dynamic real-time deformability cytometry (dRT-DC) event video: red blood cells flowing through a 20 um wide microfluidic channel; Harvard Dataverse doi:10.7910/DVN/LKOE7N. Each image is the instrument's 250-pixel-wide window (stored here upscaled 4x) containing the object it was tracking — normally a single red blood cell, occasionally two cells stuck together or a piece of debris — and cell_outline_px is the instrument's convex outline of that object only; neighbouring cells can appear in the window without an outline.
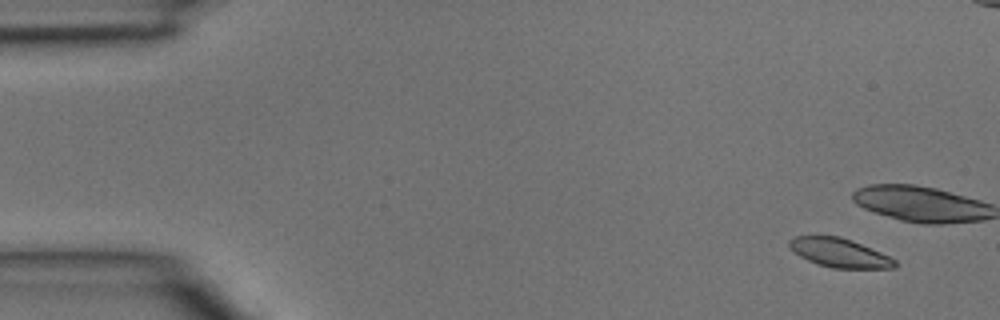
{"species": "common noctule bat (a hibernating species)", "species_latin": "Nyctalus noctula", "temperature_condition": "room temperature", "stored_images_in_passage": 4, "camera_frame_rate_fps": 3000, "um_per_image_px": 0.085, "animal": {"sex": "male", "body_mass_g": 15.6}, "frame": {"image": 1, "passage_image": 1, "time_ms": 0.0, "image_size_px": [1000, 320], "cell_outline_px": [[896, 268], [832, 268], [808, 260], [800, 256], [788, 244], [788, 240], [796, 236], [840, 236], [880, 252], [896, 260]], "centroid_in_image_um": [71.36, 21.49], "position_along_channel_um": 13.6, "area_um2": 17.4}}